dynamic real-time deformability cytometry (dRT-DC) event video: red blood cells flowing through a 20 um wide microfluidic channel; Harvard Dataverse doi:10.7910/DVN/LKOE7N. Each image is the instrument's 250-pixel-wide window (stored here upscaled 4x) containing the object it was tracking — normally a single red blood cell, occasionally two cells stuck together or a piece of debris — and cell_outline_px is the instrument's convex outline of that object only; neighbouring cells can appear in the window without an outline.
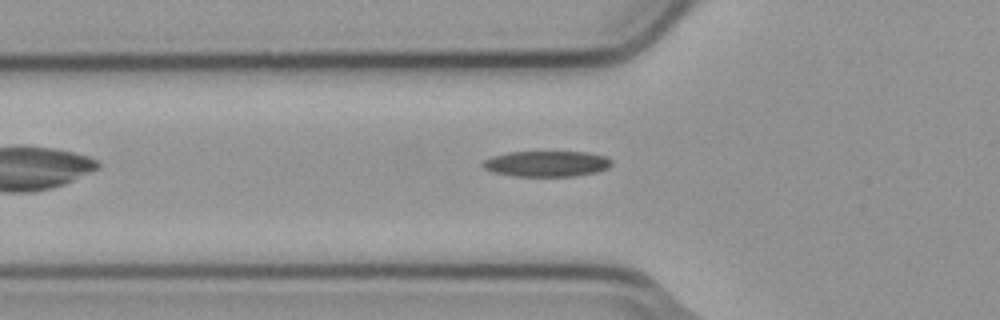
{"species": "common noctule bat (a hibernating species)", "species_latin": "Nyctalus noctula", "temperature_condition": "cold", "stored_images_in_passage": 4, "camera_frame_rate_fps": 3000, "um_per_image_px": 0.085, "animal": {"sex": "male", "body_mass_g": 23.1, "forearm_length_mm": 52.7}, "frame": {"image": 1, "passage_image": 3, "time_ms": 0.667, "image_size_px": [1000, 320], "cell_outline_px": [[612, 164], [608, 168], [596, 172], [572, 176], [512, 176], [492, 172], [484, 168], [480, 164], [484, 160], [492, 156], [508, 152], [588, 152], [604, 156], [612, 160]], "centroid_in_image_um": [46.44, 13.92], "position_along_channel_um": 79.4, "area_um2": 19.36}}
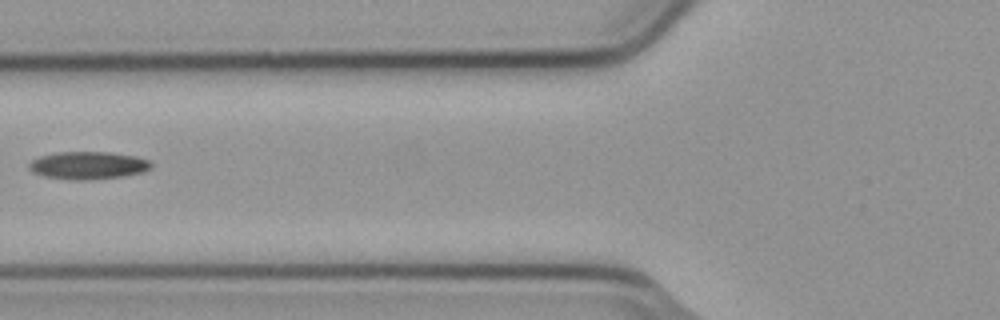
{"frame": {"image": 2, "passage_image": 4, "time_ms": 1.0, "image_size_px": [1000, 320], "cell_outline_px": [[152, 168], [144, 172], [120, 176], [84, 180], [76, 180], [44, 176], [32, 172], [28, 168], [28, 164], [32, 160], [40, 156], [56, 152], [112, 152], [136, 156], [148, 160], [152, 164]], "centroid_in_image_um": [7.48, 14.04], "position_along_channel_um": 118.3, "area_um2": 19.65}}